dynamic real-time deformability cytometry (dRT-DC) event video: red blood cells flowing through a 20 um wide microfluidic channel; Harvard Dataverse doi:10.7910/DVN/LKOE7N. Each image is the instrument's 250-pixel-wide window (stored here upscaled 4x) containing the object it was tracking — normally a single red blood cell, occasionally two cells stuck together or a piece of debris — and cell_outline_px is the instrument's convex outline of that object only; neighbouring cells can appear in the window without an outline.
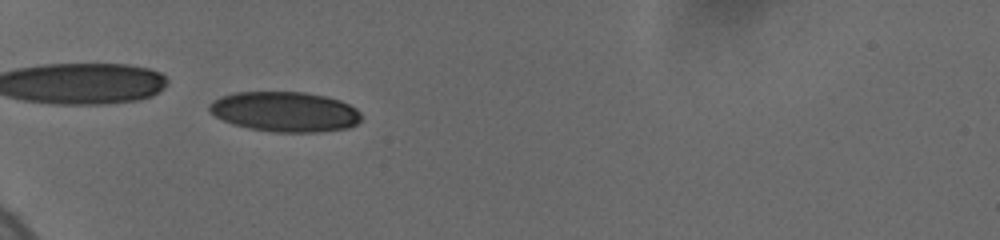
{"species": "human", "species_latin": "Homo sapiens", "temperature_condition": "cold", "stored_images_in_passage": 128, "camera_frame_rate_fps": 3000, "um_per_image_px": 0.085, "donor": {"sex": "female"}, "frame": {"image": 1, "passage_image": 34, "time_ms": 4.667, "image_size_px": [1000, 240], "cell_outline_px": [[360, 120], [356, 124], [348, 128], [316, 132], [276, 132], [252, 128], [232, 124], [216, 116], [208, 108], [208, 104], [212, 100], [220, 96], [236, 92], [304, 92], [328, 96], [340, 100], [356, 108], [360, 112]], "centroid_in_image_um": [24.22, 9.48], "position_along_channel_um": 60.8, "area_um2": 35.43}}
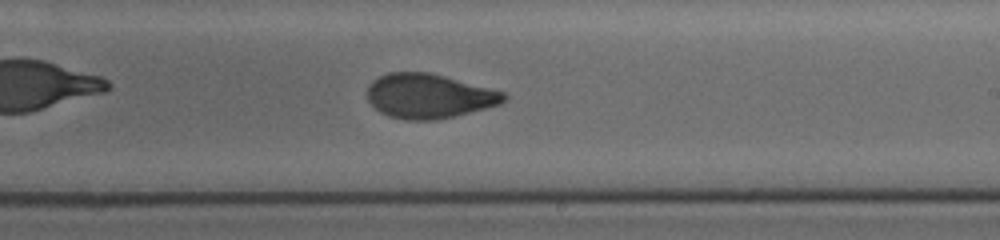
{"frame": {"image": 2, "passage_image": 76, "time_ms": 10.333, "image_size_px": [1000, 240], "cell_outline_px": [[508, 96], [500, 104], [436, 120], [404, 120], [388, 116], [380, 112], [368, 100], [368, 84], [372, 80], [388, 72], [428, 72], [444, 76], [504, 92]], "centroid_in_image_um": [36.41, 8.16], "position_along_channel_um": 252.6, "area_um2": 35.08}}
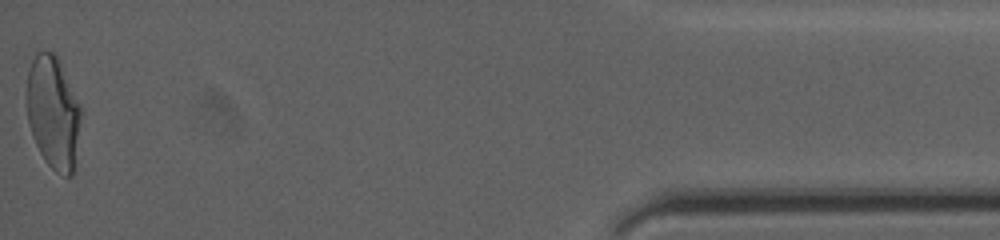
{"frame": {"image": 3, "passage_image": 127, "time_ms": 17.0, "image_size_px": [1000, 240], "cell_outline_px": [[80, 116], [76, 168], [72, 176], [64, 176], [56, 172], [44, 160], [32, 136], [28, 120], [28, 72], [32, 60], [36, 52], [52, 52], [56, 56], [80, 104]], "centroid_in_image_um": [4.54, 9.64], "position_along_channel_um": 430.7, "area_um2": 35.26}, "authors_computed_cell_mechanics": {"area_um2": 35.0846, "velocity_mm_per_s": 3.7016, "shape_relaxation_time_tau1_ms": 6.0593, "shape_relaxation_time_tau2_ms": 1.2279, "deformation_change_tau1": 0.187, "deformation_change_tau2": 0.0627}}